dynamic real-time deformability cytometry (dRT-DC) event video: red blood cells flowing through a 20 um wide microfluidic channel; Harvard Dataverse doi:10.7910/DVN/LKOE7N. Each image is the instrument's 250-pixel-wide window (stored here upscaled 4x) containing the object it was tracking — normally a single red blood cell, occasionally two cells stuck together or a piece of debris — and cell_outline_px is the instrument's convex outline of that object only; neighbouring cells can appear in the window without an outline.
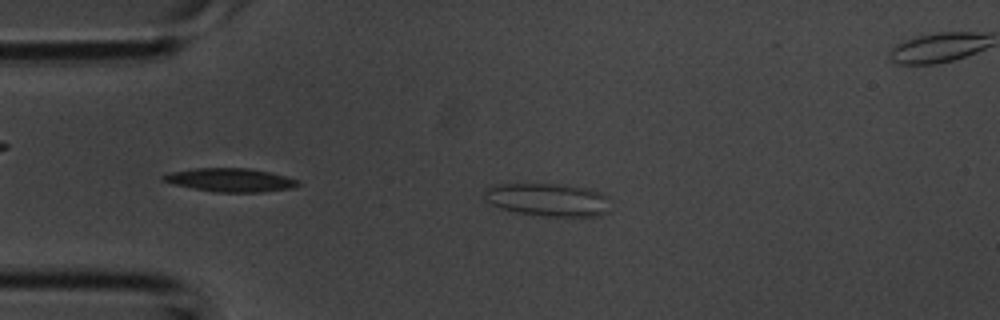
{"species": "common noctule bat (a hibernating species)", "species_latin": "Nyctalus noctula", "temperature_condition": "room temperature", "stored_images_in_passage": 3, "camera_frame_rate_fps": 3000, "um_per_image_px": 0.085, "animal": {"sex": "male", "body_mass_g": 20.1, "forearm_length_mm": 53.5}, "frame": {"image": 1, "passage_image": 2, "time_ms": 0.333, "image_size_px": [1000, 320], "cell_outline_px": [[604, 212], [600, 216], [548, 216], [516, 212], [492, 204], [484, 196], [484, 188], [496, 184], [560, 184], [584, 188], [600, 192], [604, 196]], "centroid_in_image_um": [46.47, 16.96], "position_along_channel_um": 38.5, "area_um2": 23.41}}